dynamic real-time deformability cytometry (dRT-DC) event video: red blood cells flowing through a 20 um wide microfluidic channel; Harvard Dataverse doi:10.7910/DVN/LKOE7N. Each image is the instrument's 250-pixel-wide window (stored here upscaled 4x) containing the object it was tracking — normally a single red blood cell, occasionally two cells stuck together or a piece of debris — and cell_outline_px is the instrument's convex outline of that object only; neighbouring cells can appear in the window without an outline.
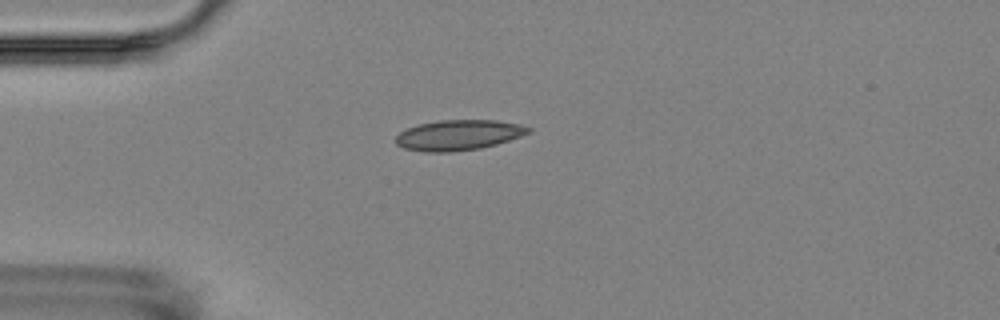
{"species": "Egyptian fruit bat (a non-hibernating species)", "species_latin": "Rousettus aegyptiacus", "temperature_condition": "room temperature", "stored_images_in_passage": 2, "camera_frame_rate_fps": 3000, "um_per_image_px": 0.085, "animal": {"sex": "female"}, "frame": {"image": 1, "passage_image": 1, "time_ms": 0.0, "image_size_px": [1000, 320], "cell_outline_px": [[532, 132], [496, 144], [480, 148], [452, 152], [424, 152], [404, 148], [396, 144], [396, 136], [400, 132], [408, 128], [420, 124], [440, 120], [496, 120], [520, 124], [532, 128]], "centroid_in_image_um": [38.99, 11.48], "position_along_channel_um": 46.0, "area_um2": 23.41}}
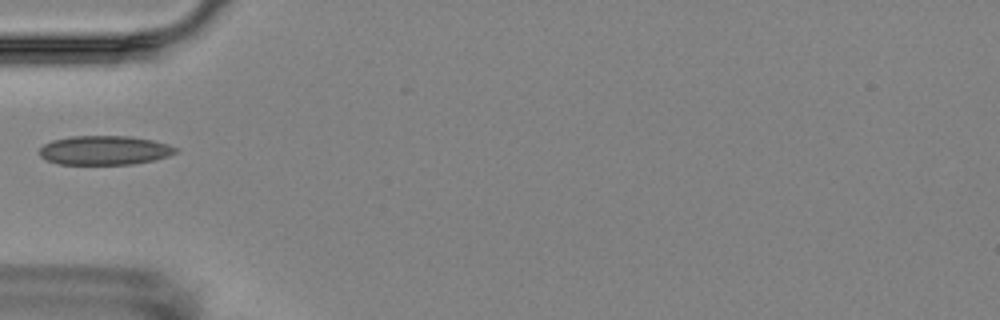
{"frame": {"image": 2, "passage_image": 2, "time_ms": 1.333, "image_size_px": [1000, 320], "cell_outline_px": [[180, 148], [176, 152], [168, 156], [156, 160], [132, 164], [60, 164], [48, 160], [40, 156], [40, 148], [44, 144], [52, 140], [72, 136], [132, 136], [152, 140], [168, 144]], "centroid_in_image_um": [8.92, 12.77], "position_along_channel_um": 76.1, "area_um2": 23.18}}